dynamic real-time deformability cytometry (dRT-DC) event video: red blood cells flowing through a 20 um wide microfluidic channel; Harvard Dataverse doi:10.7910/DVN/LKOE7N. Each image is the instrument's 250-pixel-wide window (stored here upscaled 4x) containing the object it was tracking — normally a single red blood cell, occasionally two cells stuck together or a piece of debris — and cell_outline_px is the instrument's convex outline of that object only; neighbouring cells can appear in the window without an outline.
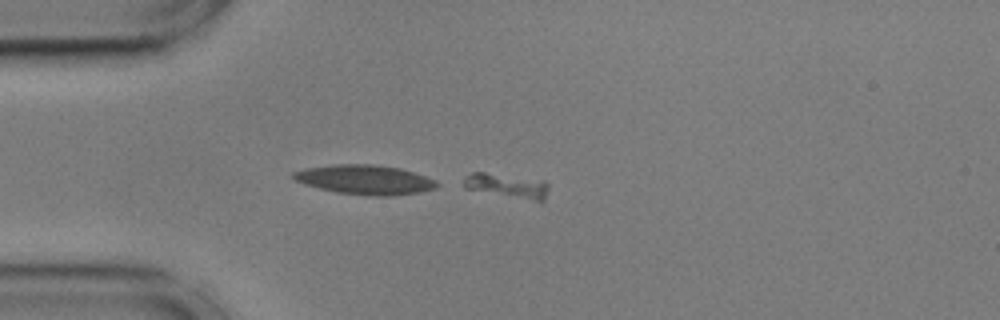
{"species": "common noctule bat (a hibernating species)", "species_latin": "Nyctalus noctula", "temperature_condition": "cold", "stored_images_in_passage": 7, "camera_frame_rate_fps": 3000, "um_per_image_px": 0.085, "animal": {"sex": "male", "body_mass_g": 17.9, "forearm_length_mm": 54.2}, "frame": {"image": 1, "passage_image": 7, "time_ms": 2.0, "image_size_px": [1000, 320], "cell_outline_px": [[548, 188], [544, 200], [536, 200], [464, 188], [464, 180], [472, 172], [484, 172], [544, 180], [548, 184]], "centroid_in_image_um": [43.12, 15.75], "position_along_channel_um": 41.9, "area_um2": 11.44}}